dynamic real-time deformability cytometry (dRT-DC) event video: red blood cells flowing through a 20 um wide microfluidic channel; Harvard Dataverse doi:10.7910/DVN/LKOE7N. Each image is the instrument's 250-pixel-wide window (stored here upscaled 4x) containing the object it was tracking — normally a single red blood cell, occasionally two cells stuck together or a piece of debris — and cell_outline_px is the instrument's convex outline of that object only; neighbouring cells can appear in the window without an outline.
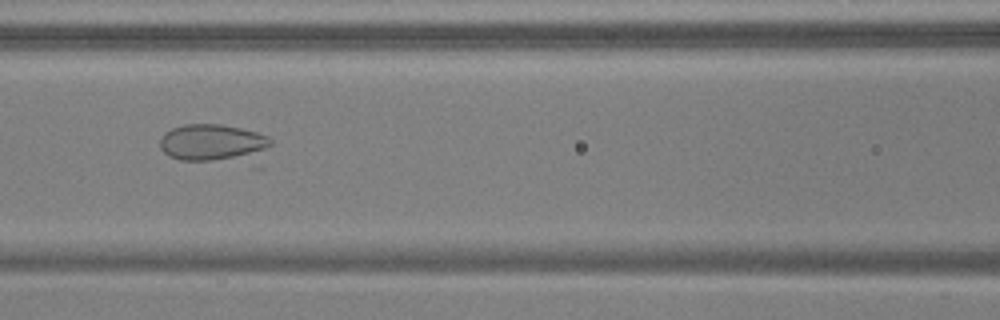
{"species": "common noctule bat (a hibernating species)", "species_latin": "Nyctalus noctula", "temperature_condition": "warm", "stored_images_in_passage": 51, "camera_frame_rate_fps": 3000, "um_per_image_px": 0.085, "animal": {"sex": "male", "body_mass_g": 17.9, "forearm_length_mm": 54.2}, "frame": {"image": 1, "passage_image": 24, "time_ms": 7.667, "image_size_px": [1000, 320], "cell_outline_px": [[272, 144], [264, 168], [252, 168], [180, 160], [168, 156], [160, 148], [160, 140], [164, 132], [172, 128], [184, 124], [220, 124], [240, 128], [256, 132], [268, 136], [272, 140]], "centroid_in_image_um": [18.44, 12.34], "position_along_channel_um": 148.2, "area_um2": 27.92}}
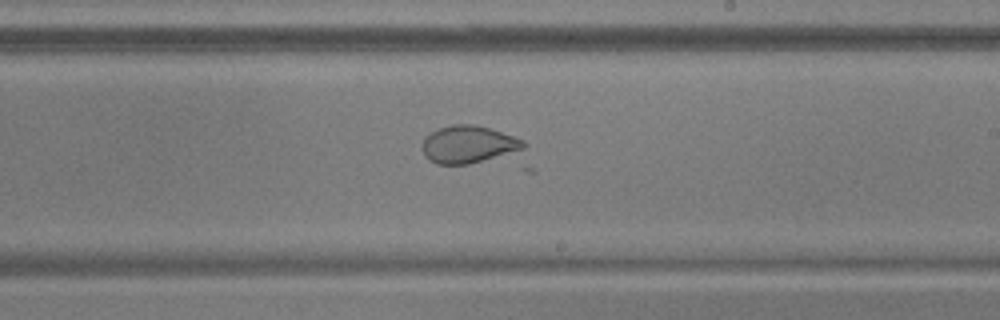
{"frame": {"image": 2, "passage_image": 32, "time_ms": 10.333, "image_size_px": [1000, 320], "cell_outline_px": [[528, 144], [524, 148], [468, 164], [436, 164], [428, 160], [424, 156], [424, 136], [440, 128], [452, 124], [472, 124], [488, 128], [524, 140]], "centroid_in_image_um": [39.77, 12.27], "position_along_channel_um": 249.2, "area_um2": 21.56}}
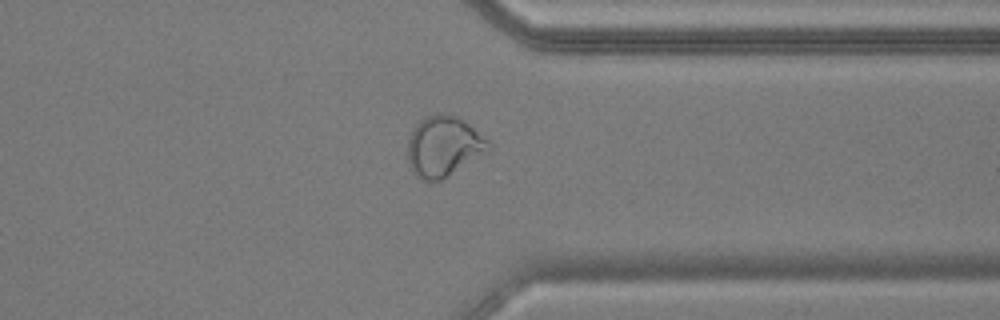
{"frame": {"image": 3, "passage_image": 42, "time_ms": 13.667, "image_size_px": [1000, 320], "cell_outline_px": [[492, 148], [440, 180], [424, 180], [416, 176], [412, 172], [408, 160], [408, 140], [416, 124], [424, 116], [440, 112], [456, 116], [464, 120], [488, 140], [492, 144]], "centroid_in_image_um": [37.69, 12.4], "position_along_channel_um": 373.7, "area_um2": 28.15}}